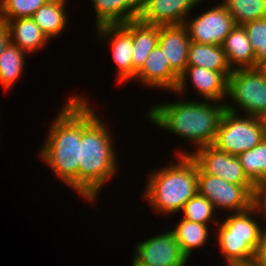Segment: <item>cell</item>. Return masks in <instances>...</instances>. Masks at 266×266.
I'll use <instances>...</instances> for the list:
<instances>
[{
    "mask_svg": "<svg viewBox=\"0 0 266 266\" xmlns=\"http://www.w3.org/2000/svg\"><path fill=\"white\" fill-rule=\"evenodd\" d=\"M81 98V142L79 145V196L97 202L101 190L118 176L121 166L109 124L103 121L86 96ZM96 111V112H95ZM97 113V114H96ZM103 118V119H102ZM119 167V168H118ZM96 200V201H95Z\"/></svg>",
    "mask_w": 266,
    "mask_h": 266,
    "instance_id": "1",
    "label": "cell"
},
{
    "mask_svg": "<svg viewBox=\"0 0 266 266\" xmlns=\"http://www.w3.org/2000/svg\"><path fill=\"white\" fill-rule=\"evenodd\" d=\"M225 104L181 97L174 102L151 105L145 116L152 125L192 143L195 151L213 145Z\"/></svg>",
    "mask_w": 266,
    "mask_h": 266,
    "instance_id": "2",
    "label": "cell"
},
{
    "mask_svg": "<svg viewBox=\"0 0 266 266\" xmlns=\"http://www.w3.org/2000/svg\"><path fill=\"white\" fill-rule=\"evenodd\" d=\"M51 121L38 155L51 172L79 194V145L81 142V98L71 95Z\"/></svg>",
    "mask_w": 266,
    "mask_h": 266,
    "instance_id": "3",
    "label": "cell"
},
{
    "mask_svg": "<svg viewBox=\"0 0 266 266\" xmlns=\"http://www.w3.org/2000/svg\"><path fill=\"white\" fill-rule=\"evenodd\" d=\"M176 162L150 170L142 194L156 214H180L197 192V165L190 155H175ZM144 195V196H143Z\"/></svg>",
    "mask_w": 266,
    "mask_h": 266,
    "instance_id": "4",
    "label": "cell"
},
{
    "mask_svg": "<svg viewBox=\"0 0 266 266\" xmlns=\"http://www.w3.org/2000/svg\"><path fill=\"white\" fill-rule=\"evenodd\" d=\"M226 214L213 227H217L215 240L226 266L254 263L266 223L261 206L256 203L246 211Z\"/></svg>",
    "mask_w": 266,
    "mask_h": 266,
    "instance_id": "5",
    "label": "cell"
},
{
    "mask_svg": "<svg viewBox=\"0 0 266 266\" xmlns=\"http://www.w3.org/2000/svg\"><path fill=\"white\" fill-rule=\"evenodd\" d=\"M230 98V99H229ZM226 110L266 118V78L257 68L234 69L228 78Z\"/></svg>",
    "mask_w": 266,
    "mask_h": 266,
    "instance_id": "6",
    "label": "cell"
},
{
    "mask_svg": "<svg viewBox=\"0 0 266 266\" xmlns=\"http://www.w3.org/2000/svg\"><path fill=\"white\" fill-rule=\"evenodd\" d=\"M266 136L265 119L235 114L225 110L222 113L213 146L228 154L238 156L253 149Z\"/></svg>",
    "mask_w": 266,
    "mask_h": 266,
    "instance_id": "7",
    "label": "cell"
},
{
    "mask_svg": "<svg viewBox=\"0 0 266 266\" xmlns=\"http://www.w3.org/2000/svg\"><path fill=\"white\" fill-rule=\"evenodd\" d=\"M197 189L218 212L223 210L228 213H239L257 203L258 188L255 185H236L219 176L204 174L198 167Z\"/></svg>",
    "mask_w": 266,
    "mask_h": 266,
    "instance_id": "8",
    "label": "cell"
},
{
    "mask_svg": "<svg viewBox=\"0 0 266 266\" xmlns=\"http://www.w3.org/2000/svg\"><path fill=\"white\" fill-rule=\"evenodd\" d=\"M134 249L135 266H186L190 261L171 230L137 242Z\"/></svg>",
    "mask_w": 266,
    "mask_h": 266,
    "instance_id": "9",
    "label": "cell"
},
{
    "mask_svg": "<svg viewBox=\"0 0 266 266\" xmlns=\"http://www.w3.org/2000/svg\"><path fill=\"white\" fill-rule=\"evenodd\" d=\"M195 16L191 19L189 15L184 25L187 27L190 41L196 43L222 45L235 27L233 17L220 1Z\"/></svg>",
    "mask_w": 266,
    "mask_h": 266,
    "instance_id": "10",
    "label": "cell"
},
{
    "mask_svg": "<svg viewBox=\"0 0 266 266\" xmlns=\"http://www.w3.org/2000/svg\"><path fill=\"white\" fill-rule=\"evenodd\" d=\"M177 149L175 155H190L204 174L219 176L236 185H254L244 174L237 156L218 150L213 145L201 147L192 152L185 148Z\"/></svg>",
    "mask_w": 266,
    "mask_h": 266,
    "instance_id": "11",
    "label": "cell"
},
{
    "mask_svg": "<svg viewBox=\"0 0 266 266\" xmlns=\"http://www.w3.org/2000/svg\"><path fill=\"white\" fill-rule=\"evenodd\" d=\"M189 85L197 94L196 97L200 95L201 100L227 103L228 79L221 72L187 65L185 71L179 76V82L173 94L185 95L188 93Z\"/></svg>",
    "mask_w": 266,
    "mask_h": 266,
    "instance_id": "12",
    "label": "cell"
},
{
    "mask_svg": "<svg viewBox=\"0 0 266 266\" xmlns=\"http://www.w3.org/2000/svg\"><path fill=\"white\" fill-rule=\"evenodd\" d=\"M95 32L98 40L106 42L110 47L111 54L109 55H112V61L117 67L115 82L122 85L133 81L131 33L122 24L100 26L95 29Z\"/></svg>",
    "mask_w": 266,
    "mask_h": 266,
    "instance_id": "13",
    "label": "cell"
},
{
    "mask_svg": "<svg viewBox=\"0 0 266 266\" xmlns=\"http://www.w3.org/2000/svg\"><path fill=\"white\" fill-rule=\"evenodd\" d=\"M203 2L204 0H140L138 20L150 25H181L192 10Z\"/></svg>",
    "mask_w": 266,
    "mask_h": 266,
    "instance_id": "14",
    "label": "cell"
},
{
    "mask_svg": "<svg viewBox=\"0 0 266 266\" xmlns=\"http://www.w3.org/2000/svg\"><path fill=\"white\" fill-rule=\"evenodd\" d=\"M146 88L167 90L173 93L179 76L170 68L164 52L157 45L148 55L142 68L136 73L134 81ZM152 88V89H151Z\"/></svg>",
    "mask_w": 266,
    "mask_h": 266,
    "instance_id": "15",
    "label": "cell"
},
{
    "mask_svg": "<svg viewBox=\"0 0 266 266\" xmlns=\"http://www.w3.org/2000/svg\"><path fill=\"white\" fill-rule=\"evenodd\" d=\"M189 33L184 24L161 25L158 46L164 52L170 68L180 76L187 67Z\"/></svg>",
    "mask_w": 266,
    "mask_h": 266,
    "instance_id": "16",
    "label": "cell"
},
{
    "mask_svg": "<svg viewBox=\"0 0 266 266\" xmlns=\"http://www.w3.org/2000/svg\"><path fill=\"white\" fill-rule=\"evenodd\" d=\"M94 7V27L124 24L137 20L140 0H91Z\"/></svg>",
    "mask_w": 266,
    "mask_h": 266,
    "instance_id": "17",
    "label": "cell"
},
{
    "mask_svg": "<svg viewBox=\"0 0 266 266\" xmlns=\"http://www.w3.org/2000/svg\"><path fill=\"white\" fill-rule=\"evenodd\" d=\"M132 35L133 82L149 53L158 45L160 25L145 24L134 20L122 24Z\"/></svg>",
    "mask_w": 266,
    "mask_h": 266,
    "instance_id": "18",
    "label": "cell"
},
{
    "mask_svg": "<svg viewBox=\"0 0 266 266\" xmlns=\"http://www.w3.org/2000/svg\"><path fill=\"white\" fill-rule=\"evenodd\" d=\"M6 23L10 29L11 43L29 56L44 50L51 43L31 17L8 20Z\"/></svg>",
    "mask_w": 266,
    "mask_h": 266,
    "instance_id": "19",
    "label": "cell"
},
{
    "mask_svg": "<svg viewBox=\"0 0 266 266\" xmlns=\"http://www.w3.org/2000/svg\"><path fill=\"white\" fill-rule=\"evenodd\" d=\"M222 48L232 70L256 68L255 53L242 25H235L226 36Z\"/></svg>",
    "mask_w": 266,
    "mask_h": 266,
    "instance_id": "20",
    "label": "cell"
},
{
    "mask_svg": "<svg viewBox=\"0 0 266 266\" xmlns=\"http://www.w3.org/2000/svg\"><path fill=\"white\" fill-rule=\"evenodd\" d=\"M68 2V0H49L31 16L51 41L53 38H59L64 29L66 30L69 21L66 11Z\"/></svg>",
    "mask_w": 266,
    "mask_h": 266,
    "instance_id": "21",
    "label": "cell"
},
{
    "mask_svg": "<svg viewBox=\"0 0 266 266\" xmlns=\"http://www.w3.org/2000/svg\"><path fill=\"white\" fill-rule=\"evenodd\" d=\"M187 65L201 66L221 72L227 79L232 73L222 45H208L191 41L188 47Z\"/></svg>",
    "mask_w": 266,
    "mask_h": 266,
    "instance_id": "22",
    "label": "cell"
},
{
    "mask_svg": "<svg viewBox=\"0 0 266 266\" xmlns=\"http://www.w3.org/2000/svg\"><path fill=\"white\" fill-rule=\"evenodd\" d=\"M177 223V224H176ZM170 230L173 232L176 241L181 247L182 252L188 257L193 255L196 248L201 249L209 242L210 225L191 222L181 217Z\"/></svg>",
    "mask_w": 266,
    "mask_h": 266,
    "instance_id": "23",
    "label": "cell"
},
{
    "mask_svg": "<svg viewBox=\"0 0 266 266\" xmlns=\"http://www.w3.org/2000/svg\"><path fill=\"white\" fill-rule=\"evenodd\" d=\"M27 55L29 54L12 43L0 55V85L5 92L14 87L23 76Z\"/></svg>",
    "mask_w": 266,
    "mask_h": 266,
    "instance_id": "24",
    "label": "cell"
},
{
    "mask_svg": "<svg viewBox=\"0 0 266 266\" xmlns=\"http://www.w3.org/2000/svg\"><path fill=\"white\" fill-rule=\"evenodd\" d=\"M237 157L244 174L258 189L266 183V136L253 149L244 151Z\"/></svg>",
    "mask_w": 266,
    "mask_h": 266,
    "instance_id": "25",
    "label": "cell"
},
{
    "mask_svg": "<svg viewBox=\"0 0 266 266\" xmlns=\"http://www.w3.org/2000/svg\"><path fill=\"white\" fill-rule=\"evenodd\" d=\"M235 25L266 17V0H222Z\"/></svg>",
    "mask_w": 266,
    "mask_h": 266,
    "instance_id": "26",
    "label": "cell"
},
{
    "mask_svg": "<svg viewBox=\"0 0 266 266\" xmlns=\"http://www.w3.org/2000/svg\"><path fill=\"white\" fill-rule=\"evenodd\" d=\"M181 213H183V219L191 222L208 225L214 224L217 226L220 221L219 219L214 218L217 215V211L213 204L198 192L185 203L180 214Z\"/></svg>",
    "mask_w": 266,
    "mask_h": 266,
    "instance_id": "27",
    "label": "cell"
},
{
    "mask_svg": "<svg viewBox=\"0 0 266 266\" xmlns=\"http://www.w3.org/2000/svg\"><path fill=\"white\" fill-rule=\"evenodd\" d=\"M49 0H0V20L31 17Z\"/></svg>",
    "mask_w": 266,
    "mask_h": 266,
    "instance_id": "28",
    "label": "cell"
},
{
    "mask_svg": "<svg viewBox=\"0 0 266 266\" xmlns=\"http://www.w3.org/2000/svg\"><path fill=\"white\" fill-rule=\"evenodd\" d=\"M255 53L256 67L266 59V17L242 25Z\"/></svg>",
    "mask_w": 266,
    "mask_h": 266,
    "instance_id": "29",
    "label": "cell"
},
{
    "mask_svg": "<svg viewBox=\"0 0 266 266\" xmlns=\"http://www.w3.org/2000/svg\"><path fill=\"white\" fill-rule=\"evenodd\" d=\"M255 263L258 266H266V223L262 231L259 249L256 254Z\"/></svg>",
    "mask_w": 266,
    "mask_h": 266,
    "instance_id": "30",
    "label": "cell"
},
{
    "mask_svg": "<svg viewBox=\"0 0 266 266\" xmlns=\"http://www.w3.org/2000/svg\"><path fill=\"white\" fill-rule=\"evenodd\" d=\"M11 43V33L6 22L0 20V55Z\"/></svg>",
    "mask_w": 266,
    "mask_h": 266,
    "instance_id": "31",
    "label": "cell"
},
{
    "mask_svg": "<svg viewBox=\"0 0 266 266\" xmlns=\"http://www.w3.org/2000/svg\"><path fill=\"white\" fill-rule=\"evenodd\" d=\"M257 203L261 206L266 217V183L258 189Z\"/></svg>",
    "mask_w": 266,
    "mask_h": 266,
    "instance_id": "32",
    "label": "cell"
},
{
    "mask_svg": "<svg viewBox=\"0 0 266 266\" xmlns=\"http://www.w3.org/2000/svg\"><path fill=\"white\" fill-rule=\"evenodd\" d=\"M260 73L266 78V59L261 61L256 67Z\"/></svg>",
    "mask_w": 266,
    "mask_h": 266,
    "instance_id": "33",
    "label": "cell"
},
{
    "mask_svg": "<svg viewBox=\"0 0 266 266\" xmlns=\"http://www.w3.org/2000/svg\"><path fill=\"white\" fill-rule=\"evenodd\" d=\"M231 266H258V265L254 262V263H250V264H235V265H231Z\"/></svg>",
    "mask_w": 266,
    "mask_h": 266,
    "instance_id": "34",
    "label": "cell"
}]
</instances>
